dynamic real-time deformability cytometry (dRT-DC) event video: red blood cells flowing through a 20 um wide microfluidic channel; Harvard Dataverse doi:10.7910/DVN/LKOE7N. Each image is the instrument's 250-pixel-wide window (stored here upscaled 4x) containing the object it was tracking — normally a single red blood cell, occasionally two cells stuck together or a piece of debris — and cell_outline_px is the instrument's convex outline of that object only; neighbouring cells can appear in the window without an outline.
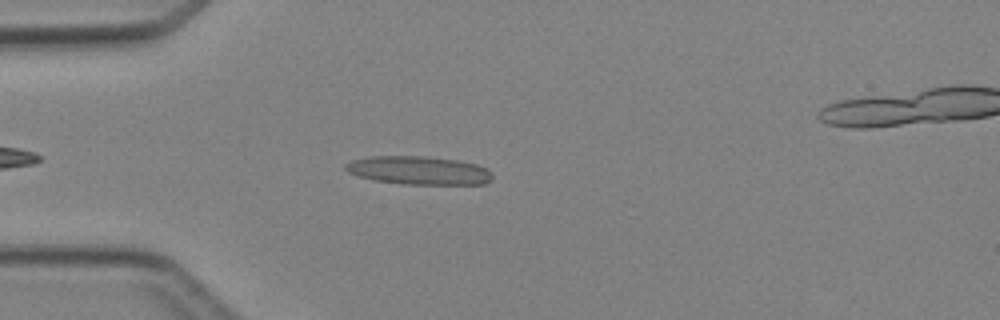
{"species": "Egyptian fruit bat (a non-hibernating species)", "species_latin": "Rousettus aegyptiacus", "temperature_condition": "cold", "stored_images_in_passage": 4, "camera_frame_rate_fps": 3000, "um_per_image_px": 0.085, "animal": {"sex": "female"}, "frame": {"image": 1, "passage_image": 3, "time_ms": 2.333, "image_size_px": [1000, 320], "cell_outline_px": [[492, 180], [484, 184], [400, 184], [376, 180], [360, 176], [348, 172], [344, 168], [344, 164], [352, 160], [368, 156], [424, 156], [456, 160], [476, 164], [488, 168], [492, 172]], "centroid_in_image_um": [35.61, 14.48], "position_along_channel_um": 49.4, "area_um2": 24.33}}